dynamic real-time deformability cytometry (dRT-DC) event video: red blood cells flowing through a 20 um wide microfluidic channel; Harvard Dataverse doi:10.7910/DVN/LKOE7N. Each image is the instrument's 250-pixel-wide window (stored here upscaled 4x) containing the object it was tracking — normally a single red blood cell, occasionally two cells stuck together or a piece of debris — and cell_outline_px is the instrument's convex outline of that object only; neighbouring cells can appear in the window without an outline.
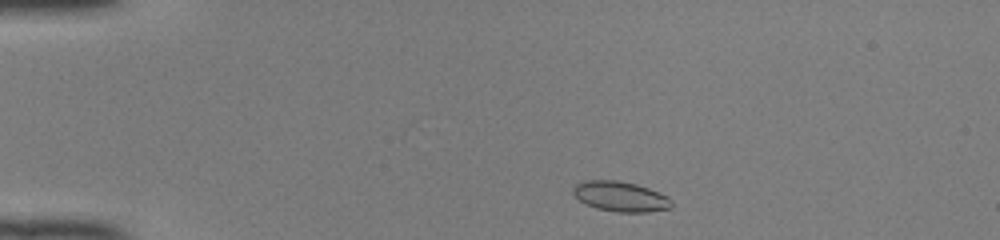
{"species": "common noctule bat (a hibernating species)", "species_latin": "Nyctalus noctula", "temperature_condition": "room temperature", "stored_images_in_passage": 36, "camera_frame_rate_fps": 3000, "um_per_image_px": 0.085, "animal": {"sex": "female", "body_mass_g": 22.0, "forearm_length_mm": 56.7}, "frame": {"image": 1, "passage_image": 2, "time_ms": 0.333, "image_size_px": [1000, 240], "cell_outline_px": [[672, 208], [648, 212], [616, 212], [596, 208], [580, 200], [572, 192], [572, 188], [576, 184], [584, 180], [616, 180], [636, 184], [648, 188], [668, 196], [672, 200]], "centroid_in_image_um": [52.76, 16.7], "position_along_channel_um": 32.2, "area_um2": 17.28}}
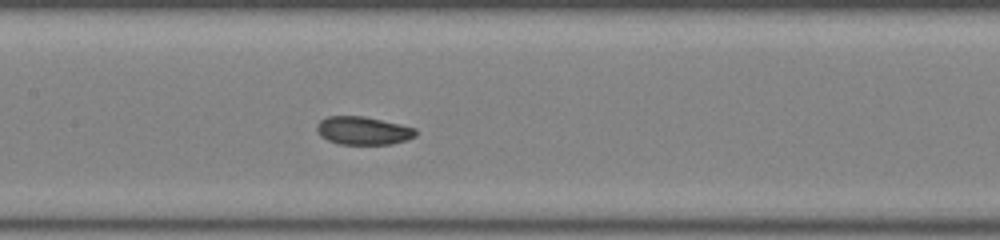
{"frame": {"image": 2, "passage_image": 17, "time_ms": 5.333, "image_size_px": [1000, 240], "cell_outline_px": [[416, 136], [392, 144], [340, 144], [328, 140], [320, 136], [316, 128], [316, 124], [320, 120], [328, 116], [364, 116], [400, 124], [416, 128]], "centroid_in_image_um": [30.84, 11.1], "position_along_channel_um": 176.6, "area_um2": 16.18}}
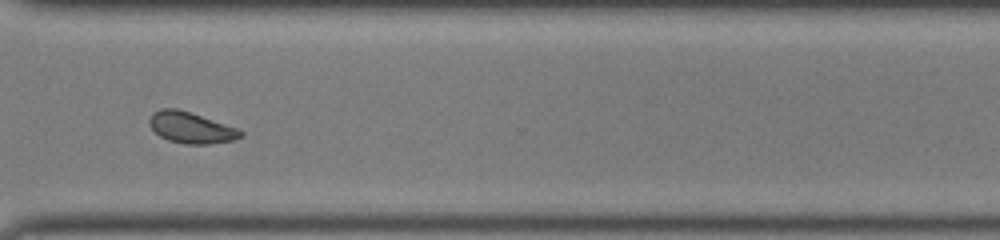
{"frame": {"image": 3, "passage_image": 30, "time_ms": 9.667, "image_size_px": [1000, 240], "cell_outline_px": [[244, 136], [236, 140], [208, 144], [184, 144], [168, 140], [160, 136], [148, 124], [148, 120], [152, 112], [160, 108], [176, 108], [236, 128], [244, 132]], "centroid_in_image_um": [16.21, 10.86], "position_along_channel_um": 354.4, "area_um2": 16.47}, "authors_computed_cell_mechanics": {"area_um2": 16.4152, "velocity_mm_per_s": 4.0874, "shape_relaxation_time_tau1_ms": 8.5923, "shape_relaxation_time_tau2_ms": 2.4988, "deformation_change_tau1": 0.1405, "deformation_change_tau2": 0.0548}}